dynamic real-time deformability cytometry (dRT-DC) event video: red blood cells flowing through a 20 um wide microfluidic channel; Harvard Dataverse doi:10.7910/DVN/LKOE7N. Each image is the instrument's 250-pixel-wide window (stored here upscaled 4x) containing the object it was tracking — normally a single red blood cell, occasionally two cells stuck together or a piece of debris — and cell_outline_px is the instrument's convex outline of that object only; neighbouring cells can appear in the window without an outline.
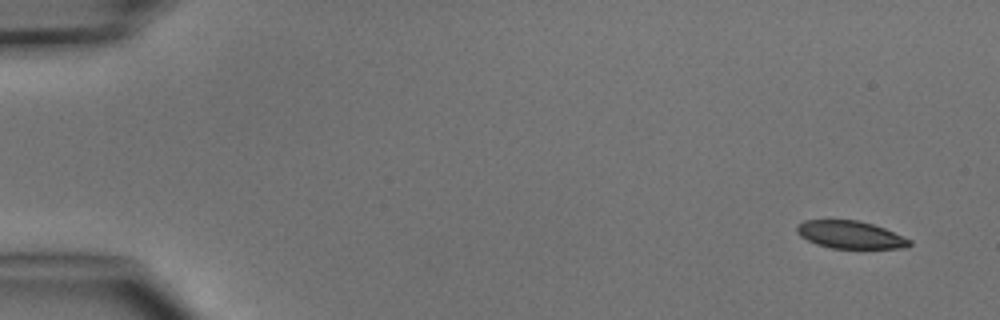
{"species": "common noctule bat (a hibernating species)", "species_latin": "Nyctalus noctula", "temperature_condition": "cold", "stored_images_in_passage": 5, "camera_frame_rate_fps": 3000, "um_per_image_px": 0.085, "animal": {"sex": "male", "body_mass_g": 15.6}, "frame": {"image": 1, "passage_image": 1, "time_ms": 0.0, "image_size_px": [1000, 320], "cell_outline_px": [[912, 244], [904, 248], [832, 248], [816, 244], [800, 236], [796, 232], [796, 224], [804, 220], [856, 220], [872, 224], [884, 228], [912, 240]], "centroid_in_image_um": [72.25, 19.95], "position_along_channel_um": 12.7, "area_um2": 18.09}}